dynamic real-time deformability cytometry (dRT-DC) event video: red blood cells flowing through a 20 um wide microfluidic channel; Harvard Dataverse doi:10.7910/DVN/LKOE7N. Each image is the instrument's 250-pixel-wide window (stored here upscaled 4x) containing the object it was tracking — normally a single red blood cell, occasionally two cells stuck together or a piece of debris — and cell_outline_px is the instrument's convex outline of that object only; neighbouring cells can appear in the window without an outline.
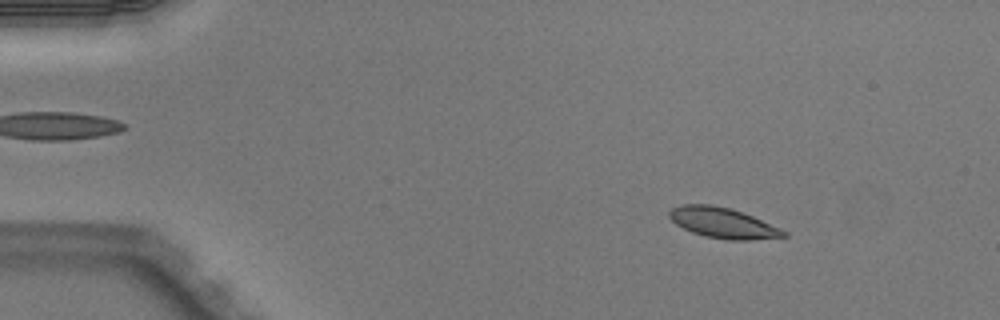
{"species": "Egyptian fruit bat (a non-hibernating species)", "species_latin": "Rousettus aegyptiacus", "temperature_condition": "warm", "stored_images_in_passage": 50, "camera_frame_rate_fps": 3000, "um_per_image_px": 0.085, "animal": {"sex": "male"}, "frame": {"image": 1, "passage_image": 7, "time_ms": 2.0, "image_size_px": [1000, 320], "cell_outline_px": [[788, 236], [752, 240], [724, 240], [704, 236], [692, 232], [676, 224], [668, 216], [668, 212], [672, 208], [684, 204], [712, 204], [728, 208], [752, 216], [780, 228], [788, 232]], "centroid_in_image_um": [61.44, 18.96], "position_along_channel_um": 23.6, "area_um2": 20.23}}
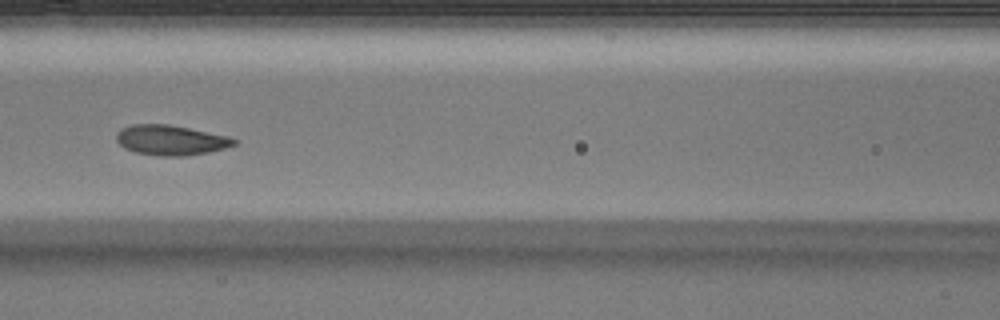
{"frame": {"image": 2, "passage_image": 23, "time_ms": 7.333, "image_size_px": [1000, 320], "cell_outline_px": [[236, 144], [224, 148], [208, 152], [184, 156], [160, 156], [136, 152], [124, 148], [116, 140], [116, 132], [120, 128], [132, 124], [168, 124], [228, 136], [236, 140]], "centroid_in_image_um": [14.47, 11.9], "position_along_channel_um": 152.1, "area_um2": 20.52}}
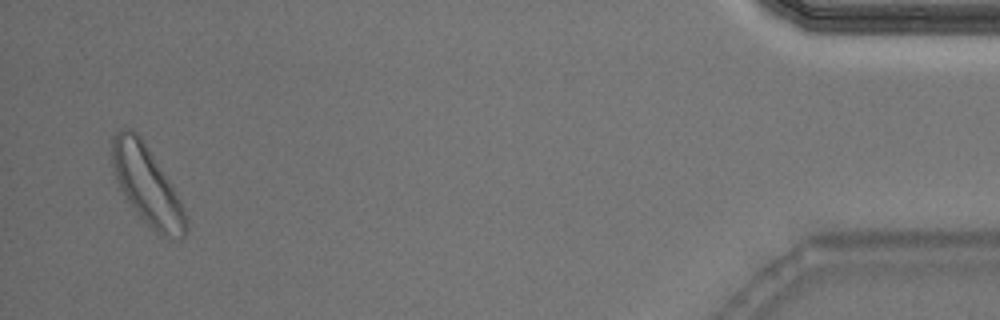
{"frame": {"image": 3, "passage_image": 49, "time_ms": 16.0, "image_size_px": [1000, 320], "cell_outline_px": [[188, 228], [184, 236], [172, 240], [160, 236], [140, 216], [128, 200], [116, 176], [112, 164], [112, 136], [120, 128], [132, 128], [140, 136], [168, 180], [188, 220]], "centroid_in_image_um": [12.49, 15.75], "position_along_channel_um": 422.7, "area_um2": 32.66}, "authors_computed_cell_mechanics": {"area_um2": 20.6346, "velocity_mm_per_s": 4.0001, "shape_relaxation_time_tau1_ms": 1.5603, "shape_relaxation_time_tau2_ms": 8.9664, "deformation_change_tau1": 0.0887, "deformation_change_tau2": 0.1607}}